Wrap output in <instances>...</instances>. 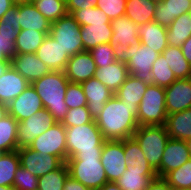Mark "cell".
Segmentation results:
<instances>
[{"label":"cell","instance_id":"cell-43","mask_svg":"<svg viewBox=\"0 0 191 190\" xmlns=\"http://www.w3.org/2000/svg\"><path fill=\"white\" fill-rule=\"evenodd\" d=\"M94 119L91 117L87 106L68 109L65 118L61 122L64 127L82 126L91 123Z\"/></svg>","mask_w":191,"mask_h":190},{"label":"cell","instance_id":"cell-55","mask_svg":"<svg viewBox=\"0 0 191 190\" xmlns=\"http://www.w3.org/2000/svg\"><path fill=\"white\" fill-rule=\"evenodd\" d=\"M8 115V106L0 102V120Z\"/></svg>","mask_w":191,"mask_h":190},{"label":"cell","instance_id":"cell-24","mask_svg":"<svg viewBox=\"0 0 191 190\" xmlns=\"http://www.w3.org/2000/svg\"><path fill=\"white\" fill-rule=\"evenodd\" d=\"M191 13V0H164L157 4L154 21L168 28L176 17Z\"/></svg>","mask_w":191,"mask_h":190},{"label":"cell","instance_id":"cell-48","mask_svg":"<svg viewBox=\"0 0 191 190\" xmlns=\"http://www.w3.org/2000/svg\"><path fill=\"white\" fill-rule=\"evenodd\" d=\"M98 0H66V9L68 14L76 10L92 8L96 6Z\"/></svg>","mask_w":191,"mask_h":190},{"label":"cell","instance_id":"cell-12","mask_svg":"<svg viewBox=\"0 0 191 190\" xmlns=\"http://www.w3.org/2000/svg\"><path fill=\"white\" fill-rule=\"evenodd\" d=\"M55 123L53 116L45 108L18 122V149L28 147L36 137L46 132Z\"/></svg>","mask_w":191,"mask_h":190},{"label":"cell","instance_id":"cell-13","mask_svg":"<svg viewBox=\"0 0 191 190\" xmlns=\"http://www.w3.org/2000/svg\"><path fill=\"white\" fill-rule=\"evenodd\" d=\"M17 152L20 159V166L38 178L58 169L63 164L58 157L48 154L42 157L40 153L29 147L19 148Z\"/></svg>","mask_w":191,"mask_h":190},{"label":"cell","instance_id":"cell-29","mask_svg":"<svg viewBox=\"0 0 191 190\" xmlns=\"http://www.w3.org/2000/svg\"><path fill=\"white\" fill-rule=\"evenodd\" d=\"M148 85L149 83L129 75L125 82L114 93V96H116L124 104L129 106H138Z\"/></svg>","mask_w":191,"mask_h":190},{"label":"cell","instance_id":"cell-26","mask_svg":"<svg viewBox=\"0 0 191 190\" xmlns=\"http://www.w3.org/2000/svg\"><path fill=\"white\" fill-rule=\"evenodd\" d=\"M129 75L127 65L116 61L108 66L96 67L95 78L114 94Z\"/></svg>","mask_w":191,"mask_h":190},{"label":"cell","instance_id":"cell-14","mask_svg":"<svg viewBox=\"0 0 191 190\" xmlns=\"http://www.w3.org/2000/svg\"><path fill=\"white\" fill-rule=\"evenodd\" d=\"M190 159L186 141L169 138L161 159V165L156 170L157 176L164 178L169 172L178 169Z\"/></svg>","mask_w":191,"mask_h":190},{"label":"cell","instance_id":"cell-6","mask_svg":"<svg viewBox=\"0 0 191 190\" xmlns=\"http://www.w3.org/2000/svg\"><path fill=\"white\" fill-rule=\"evenodd\" d=\"M165 99V88L149 83L138 105L136 117L138 125H165L167 117Z\"/></svg>","mask_w":191,"mask_h":190},{"label":"cell","instance_id":"cell-19","mask_svg":"<svg viewBox=\"0 0 191 190\" xmlns=\"http://www.w3.org/2000/svg\"><path fill=\"white\" fill-rule=\"evenodd\" d=\"M11 66L30 84L51 72L36 53L15 54L11 59Z\"/></svg>","mask_w":191,"mask_h":190},{"label":"cell","instance_id":"cell-22","mask_svg":"<svg viewBox=\"0 0 191 190\" xmlns=\"http://www.w3.org/2000/svg\"><path fill=\"white\" fill-rule=\"evenodd\" d=\"M140 43L150 47L154 52L162 54L168 47L167 28L154 20L140 24L138 28Z\"/></svg>","mask_w":191,"mask_h":190},{"label":"cell","instance_id":"cell-45","mask_svg":"<svg viewBox=\"0 0 191 190\" xmlns=\"http://www.w3.org/2000/svg\"><path fill=\"white\" fill-rule=\"evenodd\" d=\"M93 57L96 67H103V65H111L116 62L114 57V49L110 43H102L92 48L89 51Z\"/></svg>","mask_w":191,"mask_h":190},{"label":"cell","instance_id":"cell-18","mask_svg":"<svg viewBox=\"0 0 191 190\" xmlns=\"http://www.w3.org/2000/svg\"><path fill=\"white\" fill-rule=\"evenodd\" d=\"M87 99V108L95 120L104 109L105 103L114 94L98 79L92 77L80 83Z\"/></svg>","mask_w":191,"mask_h":190},{"label":"cell","instance_id":"cell-25","mask_svg":"<svg viewBox=\"0 0 191 190\" xmlns=\"http://www.w3.org/2000/svg\"><path fill=\"white\" fill-rule=\"evenodd\" d=\"M157 177L154 169H138L127 166L126 171L115 183L122 190H145L149 183Z\"/></svg>","mask_w":191,"mask_h":190},{"label":"cell","instance_id":"cell-30","mask_svg":"<svg viewBox=\"0 0 191 190\" xmlns=\"http://www.w3.org/2000/svg\"><path fill=\"white\" fill-rule=\"evenodd\" d=\"M156 7L150 0H127L125 15L135 24H145L154 20Z\"/></svg>","mask_w":191,"mask_h":190},{"label":"cell","instance_id":"cell-10","mask_svg":"<svg viewBox=\"0 0 191 190\" xmlns=\"http://www.w3.org/2000/svg\"><path fill=\"white\" fill-rule=\"evenodd\" d=\"M111 26L113 34L110 44L114 49L115 60L122 63V54L128 50L129 46H134L140 42L138 36L139 25L125 15L112 20Z\"/></svg>","mask_w":191,"mask_h":190},{"label":"cell","instance_id":"cell-23","mask_svg":"<svg viewBox=\"0 0 191 190\" xmlns=\"http://www.w3.org/2000/svg\"><path fill=\"white\" fill-rule=\"evenodd\" d=\"M18 23L20 30L50 32L51 28V22L37 10L32 2L18 3Z\"/></svg>","mask_w":191,"mask_h":190},{"label":"cell","instance_id":"cell-50","mask_svg":"<svg viewBox=\"0 0 191 190\" xmlns=\"http://www.w3.org/2000/svg\"><path fill=\"white\" fill-rule=\"evenodd\" d=\"M145 190H174L164 178L153 179Z\"/></svg>","mask_w":191,"mask_h":190},{"label":"cell","instance_id":"cell-28","mask_svg":"<svg viewBox=\"0 0 191 190\" xmlns=\"http://www.w3.org/2000/svg\"><path fill=\"white\" fill-rule=\"evenodd\" d=\"M166 130L169 138L186 141L191 137V108L167 115Z\"/></svg>","mask_w":191,"mask_h":190},{"label":"cell","instance_id":"cell-36","mask_svg":"<svg viewBox=\"0 0 191 190\" xmlns=\"http://www.w3.org/2000/svg\"><path fill=\"white\" fill-rule=\"evenodd\" d=\"M18 31L0 21V61L11 62L16 54L15 41Z\"/></svg>","mask_w":191,"mask_h":190},{"label":"cell","instance_id":"cell-34","mask_svg":"<svg viewBox=\"0 0 191 190\" xmlns=\"http://www.w3.org/2000/svg\"><path fill=\"white\" fill-rule=\"evenodd\" d=\"M18 121L10 114L0 120V151L3 153L18 150Z\"/></svg>","mask_w":191,"mask_h":190},{"label":"cell","instance_id":"cell-35","mask_svg":"<svg viewBox=\"0 0 191 190\" xmlns=\"http://www.w3.org/2000/svg\"><path fill=\"white\" fill-rule=\"evenodd\" d=\"M20 167L17 150L0 156V186H13L16 170Z\"/></svg>","mask_w":191,"mask_h":190},{"label":"cell","instance_id":"cell-5","mask_svg":"<svg viewBox=\"0 0 191 190\" xmlns=\"http://www.w3.org/2000/svg\"><path fill=\"white\" fill-rule=\"evenodd\" d=\"M133 137L139 143L150 166L156 171L161 165L164 149L169 140L165 125L139 126Z\"/></svg>","mask_w":191,"mask_h":190},{"label":"cell","instance_id":"cell-46","mask_svg":"<svg viewBox=\"0 0 191 190\" xmlns=\"http://www.w3.org/2000/svg\"><path fill=\"white\" fill-rule=\"evenodd\" d=\"M127 0H98L96 7L102 10L110 21L125 16Z\"/></svg>","mask_w":191,"mask_h":190},{"label":"cell","instance_id":"cell-15","mask_svg":"<svg viewBox=\"0 0 191 190\" xmlns=\"http://www.w3.org/2000/svg\"><path fill=\"white\" fill-rule=\"evenodd\" d=\"M167 115L191 108V78L176 79L165 88Z\"/></svg>","mask_w":191,"mask_h":190},{"label":"cell","instance_id":"cell-20","mask_svg":"<svg viewBox=\"0 0 191 190\" xmlns=\"http://www.w3.org/2000/svg\"><path fill=\"white\" fill-rule=\"evenodd\" d=\"M36 55L51 71H64L70 58L49 34L37 49Z\"/></svg>","mask_w":191,"mask_h":190},{"label":"cell","instance_id":"cell-53","mask_svg":"<svg viewBox=\"0 0 191 190\" xmlns=\"http://www.w3.org/2000/svg\"><path fill=\"white\" fill-rule=\"evenodd\" d=\"M16 3L13 0H0V19Z\"/></svg>","mask_w":191,"mask_h":190},{"label":"cell","instance_id":"cell-58","mask_svg":"<svg viewBox=\"0 0 191 190\" xmlns=\"http://www.w3.org/2000/svg\"><path fill=\"white\" fill-rule=\"evenodd\" d=\"M0 190H15L13 186H0Z\"/></svg>","mask_w":191,"mask_h":190},{"label":"cell","instance_id":"cell-52","mask_svg":"<svg viewBox=\"0 0 191 190\" xmlns=\"http://www.w3.org/2000/svg\"><path fill=\"white\" fill-rule=\"evenodd\" d=\"M180 48L185 59L191 65V36L180 46Z\"/></svg>","mask_w":191,"mask_h":190},{"label":"cell","instance_id":"cell-3","mask_svg":"<svg viewBox=\"0 0 191 190\" xmlns=\"http://www.w3.org/2000/svg\"><path fill=\"white\" fill-rule=\"evenodd\" d=\"M65 128L67 159L73 156H101L105 139L95 120L82 126Z\"/></svg>","mask_w":191,"mask_h":190},{"label":"cell","instance_id":"cell-59","mask_svg":"<svg viewBox=\"0 0 191 190\" xmlns=\"http://www.w3.org/2000/svg\"><path fill=\"white\" fill-rule=\"evenodd\" d=\"M15 3L30 2V0H13Z\"/></svg>","mask_w":191,"mask_h":190},{"label":"cell","instance_id":"cell-1","mask_svg":"<svg viewBox=\"0 0 191 190\" xmlns=\"http://www.w3.org/2000/svg\"><path fill=\"white\" fill-rule=\"evenodd\" d=\"M137 112L138 106H129L113 96L105 103L95 122L105 140H124L133 137L139 127Z\"/></svg>","mask_w":191,"mask_h":190},{"label":"cell","instance_id":"cell-9","mask_svg":"<svg viewBox=\"0 0 191 190\" xmlns=\"http://www.w3.org/2000/svg\"><path fill=\"white\" fill-rule=\"evenodd\" d=\"M28 147L40 153L42 157H45V154L53 155L66 163V128L61 122H56L46 132L36 137Z\"/></svg>","mask_w":191,"mask_h":190},{"label":"cell","instance_id":"cell-51","mask_svg":"<svg viewBox=\"0 0 191 190\" xmlns=\"http://www.w3.org/2000/svg\"><path fill=\"white\" fill-rule=\"evenodd\" d=\"M63 190H89L86 186H84L81 182L73 179L71 176H68Z\"/></svg>","mask_w":191,"mask_h":190},{"label":"cell","instance_id":"cell-60","mask_svg":"<svg viewBox=\"0 0 191 190\" xmlns=\"http://www.w3.org/2000/svg\"><path fill=\"white\" fill-rule=\"evenodd\" d=\"M152 2H155L156 4L160 3V2H163L164 0H150Z\"/></svg>","mask_w":191,"mask_h":190},{"label":"cell","instance_id":"cell-57","mask_svg":"<svg viewBox=\"0 0 191 190\" xmlns=\"http://www.w3.org/2000/svg\"><path fill=\"white\" fill-rule=\"evenodd\" d=\"M186 144H187L188 151H189V154H190V157H191V137L186 140Z\"/></svg>","mask_w":191,"mask_h":190},{"label":"cell","instance_id":"cell-4","mask_svg":"<svg viewBox=\"0 0 191 190\" xmlns=\"http://www.w3.org/2000/svg\"><path fill=\"white\" fill-rule=\"evenodd\" d=\"M69 176L81 182L89 190H99L108 182L100 156H73L66 161Z\"/></svg>","mask_w":191,"mask_h":190},{"label":"cell","instance_id":"cell-42","mask_svg":"<svg viewBox=\"0 0 191 190\" xmlns=\"http://www.w3.org/2000/svg\"><path fill=\"white\" fill-rule=\"evenodd\" d=\"M71 15L79 23L80 26H89L92 23L97 22H111L106 14L96 6L92 8L76 10Z\"/></svg>","mask_w":191,"mask_h":190},{"label":"cell","instance_id":"cell-7","mask_svg":"<svg viewBox=\"0 0 191 190\" xmlns=\"http://www.w3.org/2000/svg\"><path fill=\"white\" fill-rule=\"evenodd\" d=\"M81 26L71 14H66L59 20L51 23L49 35L71 57L84 51L81 40Z\"/></svg>","mask_w":191,"mask_h":190},{"label":"cell","instance_id":"cell-8","mask_svg":"<svg viewBox=\"0 0 191 190\" xmlns=\"http://www.w3.org/2000/svg\"><path fill=\"white\" fill-rule=\"evenodd\" d=\"M159 55L150 47L139 42L134 46H129L128 50L122 54V63L127 65L130 75L151 83L152 66Z\"/></svg>","mask_w":191,"mask_h":190},{"label":"cell","instance_id":"cell-17","mask_svg":"<svg viewBox=\"0 0 191 190\" xmlns=\"http://www.w3.org/2000/svg\"><path fill=\"white\" fill-rule=\"evenodd\" d=\"M65 76L72 83H81L95 77L96 64L89 51L77 53L69 58L64 70Z\"/></svg>","mask_w":191,"mask_h":190},{"label":"cell","instance_id":"cell-39","mask_svg":"<svg viewBox=\"0 0 191 190\" xmlns=\"http://www.w3.org/2000/svg\"><path fill=\"white\" fill-rule=\"evenodd\" d=\"M33 4L51 23L67 14L66 0H37L34 1Z\"/></svg>","mask_w":191,"mask_h":190},{"label":"cell","instance_id":"cell-16","mask_svg":"<svg viewBox=\"0 0 191 190\" xmlns=\"http://www.w3.org/2000/svg\"><path fill=\"white\" fill-rule=\"evenodd\" d=\"M7 106L8 114L18 122L31 117L44 108L41 98L31 84Z\"/></svg>","mask_w":191,"mask_h":190},{"label":"cell","instance_id":"cell-49","mask_svg":"<svg viewBox=\"0 0 191 190\" xmlns=\"http://www.w3.org/2000/svg\"><path fill=\"white\" fill-rule=\"evenodd\" d=\"M4 24L11 25L15 30H20V24L18 23V3L10 8L0 19Z\"/></svg>","mask_w":191,"mask_h":190},{"label":"cell","instance_id":"cell-27","mask_svg":"<svg viewBox=\"0 0 191 190\" xmlns=\"http://www.w3.org/2000/svg\"><path fill=\"white\" fill-rule=\"evenodd\" d=\"M80 32L84 51H90L102 43H110L113 34L111 22H97L89 26L83 25Z\"/></svg>","mask_w":191,"mask_h":190},{"label":"cell","instance_id":"cell-11","mask_svg":"<svg viewBox=\"0 0 191 190\" xmlns=\"http://www.w3.org/2000/svg\"><path fill=\"white\" fill-rule=\"evenodd\" d=\"M100 161L108 182H116L126 171L124 140H105Z\"/></svg>","mask_w":191,"mask_h":190},{"label":"cell","instance_id":"cell-21","mask_svg":"<svg viewBox=\"0 0 191 190\" xmlns=\"http://www.w3.org/2000/svg\"><path fill=\"white\" fill-rule=\"evenodd\" d=\"M29 85L30 83L10 65L0 77V102L9 105Z\"/></svg>","mask_w":191,"mask_h":190},{"label":"cell","instance_id":"cell-40","mask_svg":"<svg viewBox=\"0 0 191 190\" xmlns=\"http://www.w3.org/2000/svg\"><path fill=\"white\" fill-rule=\"evenodd\" d=\"M151 83L159 87L170 86L177 78L167 64L163 54H160L152 66Z\"/></svg>","mask_w":191,"mask_h":190},{"label":"cell","instance_id":"cell-37","mask_svg":"<svg viewBox=\"0 0 191 190\" xmlns=\"http://www.w3.org/2000/svg\"><path fill=\"white\" fill-rule=\"evenodd\" d=\"M124 153L127 166L138 169H153L134 137L124 139Z\"/></svg>","mask_w":191,"mask_h":190},{"label":"cell","instance_id":"cell-38","mask_svg":"<svg viewBox=\"0 0 191 190\" xmlns=\"http://www.w3.org/2000/svg\"><path fill=\"white\" fill-rule=\"evenodd\" d=\"M68 176V166L63 163L58 169L38 178L37 190H63Z\"/></svg>","mask_w":191,"mask_h":190},{"label":"cell","instance_id":"cell-41","mask_svg":"<svg viewBox=\"0 0 191 190\" xmlns=\"http://www.w3.org/2000/svg\"><path fill=\"white\" fill-rule=\"evenodd\" d=\"M164 179L174 190L191 189V159L169 172Z\"/></svg>","mask_w":191,"mask_h":190},{"label":"cell","instance_id":"cell-33","mask_svg":"<svg viewBox=\"0 0 191 190\" xmlns=\"http://www.w3.org/2000/svg\"><path fill=\"white\" fill-rule=\"evenodd\" d=\"M50 32L19 30L15 41L16 54L36 53Z\"/></svg>","mask_w":191,"mask_h":190},{"label":"cell","instance_id":"cell-31","mask_svg":"<svg viewBox=\"0 0 191 190\" xmlns=\"http://www.w3.org/2000/svg\"><path fill=\"white\" fill-rule=\"evenodd\" d=\"M191 36V13L182 14L167 28L168 45L180 47Z\"/></svg>","mask_w":191,"mask_h":190},{"label":"cell","instance_id":"cell-56","mask_svg":"<svg viewBox=\"0 0 191 190\" xmlns=\"http://www.w3.org/2000/svg\"><path fill=\"white\" fill-rule=\"evenodd\" d=\"M11 65V62H1L0 61V77L5 73L8 67Z\"/></svg>","mask_w":191,"mask_h":190},{"label":"cell","instance_id":"cell-54","mask_svg":"<svg viewBox=\"0 0 191 190\" xmlns=\"http://www.w3.org/2000/svg\"><path fill=\"white\" fill-rule=\"evenodd\" d=\"M99 190H122V189L115 182H107Z\"/></svg>","mask_w":191,"mask_h":190},{"label":"cell","instance_id":"cell-47","mask_svg":"<svg viewBox=\"0 0 191 190\" xmlns=\"http://www.w3.org/2000/svg\"><path fill=\"white\" fill-rule=\"evenodd\" d=\"M13 187L15 190H37L38 177L20 166L16 170Z\"/></svg>","mask_w":191,"mask_h":190},{"label":"cell","instance_id":"cell-32","mask_svg":"<svg viewBox=\"0 0 191 190\" xmlns=\"http://www.w3.org/2000/svg\"><path fill=\"white\" fill-rule=\"evenodd\" d=\"M162 54L177 79L191 78V65L185 59L180 47L168 45Z\"/></svg>","mask_w":191,"mask_h":190},{"label":"cell","instance_id":"cell-44","mask_svg":"<svg viewBox=\"0 0 191 190\" xmlns=\"http://www.w3.org/2000/svg\"><path fill=\"white\" fill-rule=\"evenodd\" d=\"M65 103L68 109L87 106V99L80 83H68Z\"/></svg>","mask_w":191,"mask_h":190},{"label":"cell","instance_id":"cell-2","mask_svg":"<svg viewBox=\"0 0 191 190\" xmlns=\"http://www.w3.org/2000/svg\"><path fill=\"white\" fill-rule=\"evenodd\" d=\"M68 83L64 71H51L31 84L56 122H62L68 112L65 103Z\"/></svg>","mask_w":191,"mask_h":190}]
</instances>
